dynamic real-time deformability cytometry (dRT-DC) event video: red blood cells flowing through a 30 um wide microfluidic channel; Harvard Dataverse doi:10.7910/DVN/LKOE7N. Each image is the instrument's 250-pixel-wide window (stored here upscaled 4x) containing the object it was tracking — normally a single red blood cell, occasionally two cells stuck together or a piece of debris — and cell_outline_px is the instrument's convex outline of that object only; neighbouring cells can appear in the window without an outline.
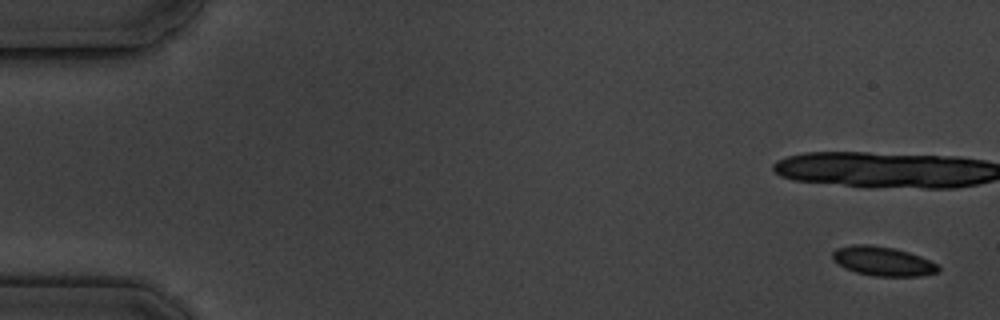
{"species": "common noctule bat (a hibernating species)", "species_latin": "Nyctalus noctula", "temperature_condition": "cold", "stored_images_in_passage": 9, "camera_frame_rate_fps": 3000, "um_per_image_px": 0.085, "animal": {"sex": "male", "body_mass_g": 19.5, "forearm_length_mm": 54.6}, "frame": {"image": 1, "passage_image": 1, "time_ms": 0.0, "image_size_px": [1000, 320], "cell_outline_px": [[940, 268], [936, 272], [920, 276], [876, 276], [856, 272], [844, 268], [832, 260], [832, 252], [836, 248], [852, 244], [872, 244], [896, 248], [920, 256], [936, 264]], "centroid_in_image_um": [74.98, 22.18], "position_along_channel_um": 10.0, "area_um2": 18.09}}
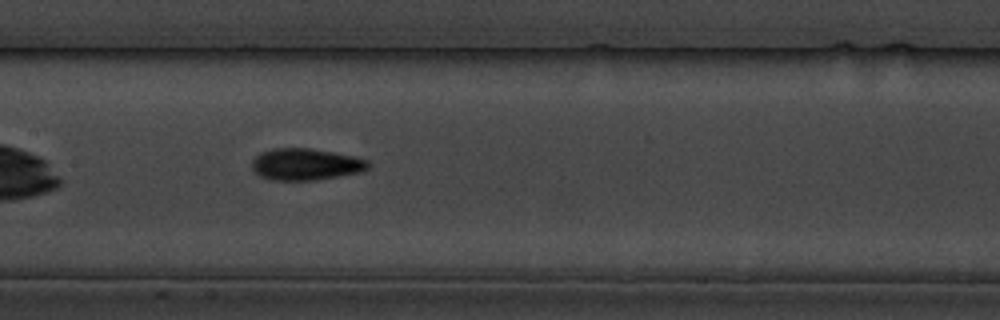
{"frame": {"image": 2, "passage_image": 9, "time_ms": 9.667, "image_size_px": [1000, 320], "cell_outline_px": [[372, 164], [364, 172], [316, 180], [268, 180], [260, 176], [252, 168], [252, 160], [256, 156], [272, 148], [308, 148], [332, 152], [352, 156], [368, 160]], "centroid_in_image_um": [26.02, 13.98], "position_along_channel_um": 181.4, "area_um2": 21.56}}